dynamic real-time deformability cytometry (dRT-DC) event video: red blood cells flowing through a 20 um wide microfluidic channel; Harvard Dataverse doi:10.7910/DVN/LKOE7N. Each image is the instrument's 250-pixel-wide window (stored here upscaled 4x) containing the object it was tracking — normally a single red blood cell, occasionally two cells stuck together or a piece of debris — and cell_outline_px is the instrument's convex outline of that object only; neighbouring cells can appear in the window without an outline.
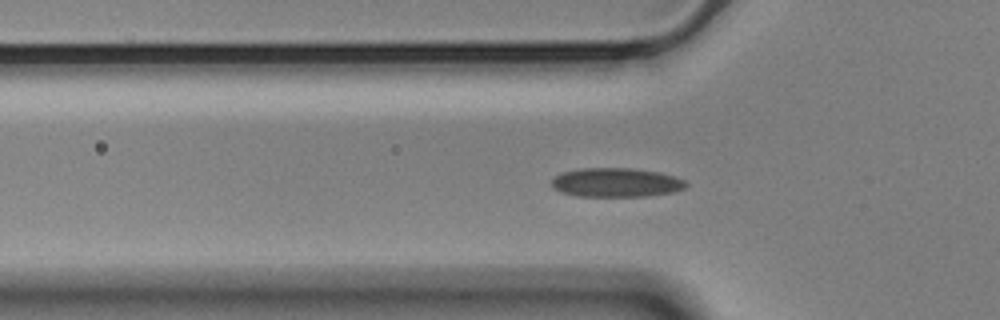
{"species": "Egyptian fruit bat (a non-hibernating species)", "species_latin": "Rousettus aegyptiacus", "temperature_condition": "cold", "stored_images_in_passage": 50, "camera_frame_rate_fps": 3000, "um_per_image_px": 0.085, "animal": {"sex": "male"}, "frame": {"image": 1, "passage_image": 17, "time_ms": 5.333, "image_size_px": [1000, 320], "cell_outline_px": [[688, 184], [684, 188], [672, 192], [648, 196], [576, 196], [560, 192], [552, 188], [552, 180], [560, 172], [580, 168], [632, 168], [660, 172], [684, 180]], "centroid_in_image_um": [52.33, 15.51], "position_along_channel_um": 73.5, "area_um2": 22.83}}
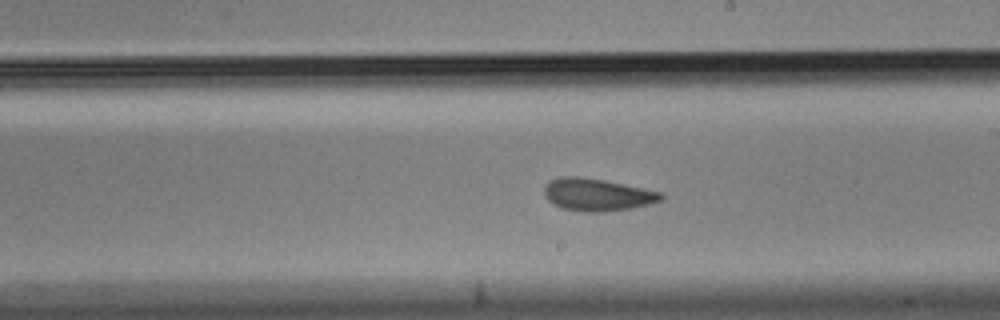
{"frame": {"image": 2, "passage_image": 31, "time_ms": 10.0, "image_size_px": [1000, 320], "cell_outline_px": [[664, 196], [660, 200], [652, 204], [632, 208], [608, 212], [584, 212], [564, 208], [548, 200], [544, 196], [544, 188], [548, 180], [560, 176], [580, 176], [604, 180], [664, 192]], "centroid_in_image_um": [50.78, 16.54], "position_along_channel_um": 238.2, "area_um2": 22.31}}
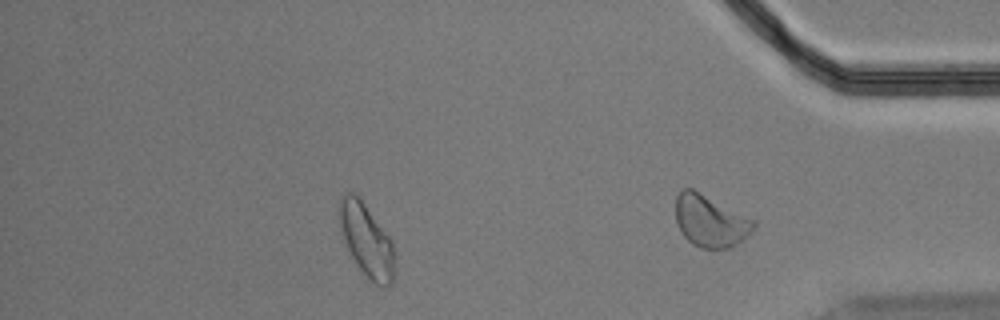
{"frame": {"image": 3, "passage_image": 43, "time_ms": 14.0, "image_size_px": [1000, 320], "cell_outline_px": [[392, 284], [384, 288], [376, 284], [360, 268], [352, 256], [348, 248], [340, 224], [340, 200], [344, 192], [352, 192], [364, 204], [392, 240]], "centroid_in_image_um": [31.15, 20.41], "position_along_channel_um": 404.0, "area_um2": 22.2}, "authors_computed_cell_mechanics": {"area_um2": 22.0796, "velocity_mm_per_s": 3.52, "shape_relaxation_time_tau1_ms": 5.5845, "shape_relaxation_time_tau2_ms": 2.6283, "deformation_change_tau1": 0.1069, "deformation_change_tau2": 0.0744}}